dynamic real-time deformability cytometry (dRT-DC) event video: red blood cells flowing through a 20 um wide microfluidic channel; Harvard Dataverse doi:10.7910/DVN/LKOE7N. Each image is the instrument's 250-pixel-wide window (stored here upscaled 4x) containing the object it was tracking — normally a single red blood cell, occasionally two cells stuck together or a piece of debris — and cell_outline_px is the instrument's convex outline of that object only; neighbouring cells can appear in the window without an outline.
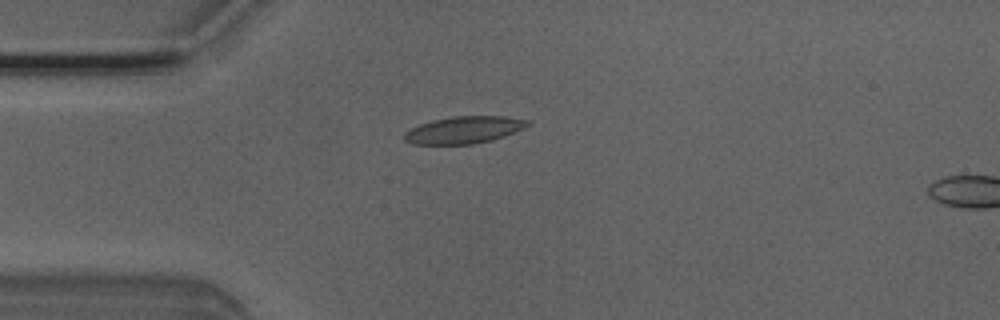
{"species": "Egyptian fruit bat (a non-hibernating species)", "species_latin": "Rousettus aegyptiacus", "temperature_condition": "room temperature", "stored_images_in_passage": 5, "camera_frame_rate_fps": 3000, "um_per_image_px": 0.085, "animal": {"sex": "male"}, "frame": {"image": 1, "passage_image": 4, "time_ms": 1.0, "image_size_px": [1000, 320], "cell_outline_px": [[532, 124], [524, 128], [504, 136], [492, 140], [472, 144], [412, 144], [404, 140], [404, 132], [420, 124], [432, 120], [452, 116], [504, 116], [528, 120]], "centroid_in_image_um": [39.44, 11.04], "position_along_channel_um": 45.6, "area_um2": 19.48}}